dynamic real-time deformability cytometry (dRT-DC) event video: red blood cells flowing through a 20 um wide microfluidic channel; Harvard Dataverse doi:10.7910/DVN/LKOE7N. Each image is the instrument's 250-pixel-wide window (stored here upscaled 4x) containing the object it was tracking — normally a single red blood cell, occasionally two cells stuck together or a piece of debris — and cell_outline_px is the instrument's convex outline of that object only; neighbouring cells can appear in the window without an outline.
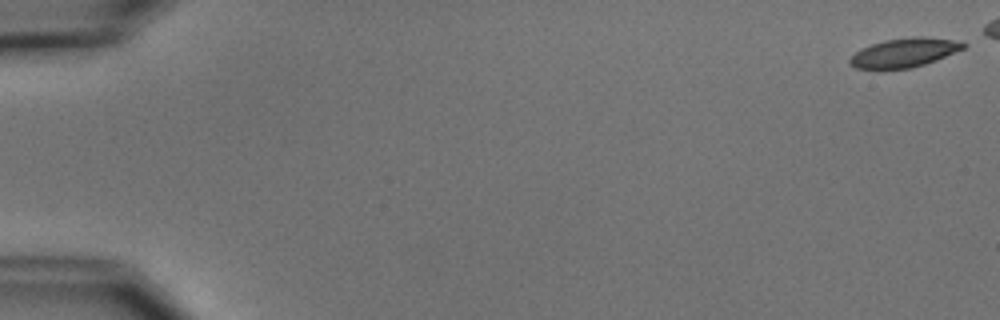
{"species": "common noctule bat (a hibernating species)", "species_latin": "Nyctalus noctula", "temperature_condition": "cold", "stored_images_in_passage": 10, "camera_frame_rate_fps": 3000, "um_per_image_px": 0.085, "animal": {"sex": "male", "body_mass_g": 15.6}, "frame": {"image": 1, "passage_image": 1, "time_ms": 0.0, "image_size_px": [1000, 320], "cell_outline_px": [[968, 44], [964, 48], [936, 60], [912, 68], [880, 72], [856, 68], [848, 64], [848, 60], [860, 48], [884, 40], [912, 36], [924, 36], [952, 40]], "centroid_in_image_um": [76.77, 4.52], "position_along_channel_um": 8.2, "area_um2": 19.83}}